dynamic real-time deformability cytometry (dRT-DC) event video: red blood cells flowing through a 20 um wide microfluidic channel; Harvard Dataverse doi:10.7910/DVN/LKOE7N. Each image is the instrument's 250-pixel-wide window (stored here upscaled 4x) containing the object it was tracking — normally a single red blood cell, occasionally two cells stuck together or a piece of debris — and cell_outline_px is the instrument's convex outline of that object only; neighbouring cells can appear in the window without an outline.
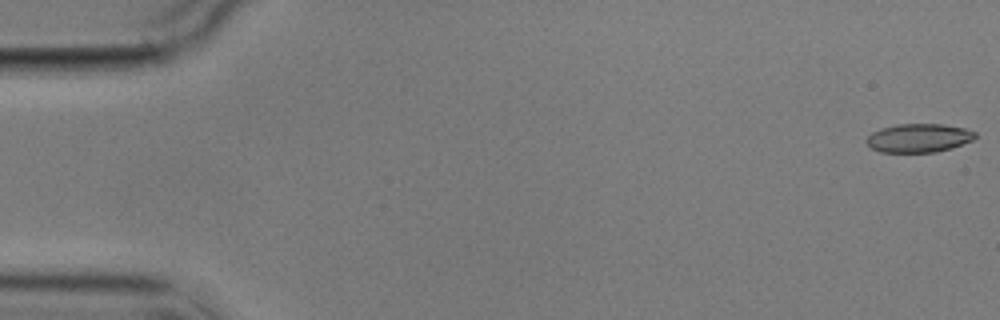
{"species": "common noctule bat (a hibernating species)", "species_latin": "Nyctalus noctula", "temperature_condition": "cold", "stored_images_in_passage": 4, "camera_frame_rate_fps": 3000, "um_per_image_px": 0.085, "animal": {"sex": "male", "body_mass_g": 17.9}, "frame": {"image": 1, "passage_image": 1, "time_ms": 0.0, "image_size_px": [1000, 320], "cell_outline_px": [[976, 136], [972, 140], [952, 148], [936, 152], [880, 152], [872, 148], [864, 140], [872, 132], [880, 128], [896, 124], [940, 124], [964, 128], [976, 132]], "centroid_in_image_um": [78.07, 11.73], "position_along_channel_um": 6.9, "area_um2": 18.15}}